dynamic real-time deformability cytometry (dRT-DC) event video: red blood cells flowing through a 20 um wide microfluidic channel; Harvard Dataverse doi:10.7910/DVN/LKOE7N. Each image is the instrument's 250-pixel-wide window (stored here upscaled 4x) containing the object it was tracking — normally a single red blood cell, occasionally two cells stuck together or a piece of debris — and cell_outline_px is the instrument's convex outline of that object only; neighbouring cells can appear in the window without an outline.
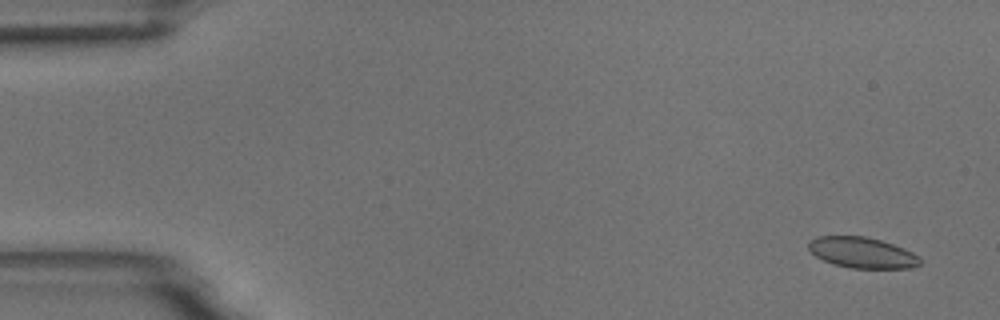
{"species": "common noctule bat (a hibernating species)", "species_latin": "Nyctalus noctula", "temperature_condition": "room temperature", "stored_images_in_passage": 5, "camera_frame_rate_fps": 3000, "um_per_image_px": 0.085, "animal": {"sex": "male", "body_mass_g": 18.8}, "frame": {"image": 1, "passage_image": 1, "time_ms": 0.0, "image_size_px": [1000, 320], "cell_outline_px": [[920, 264], [912, 268], [852, 268], [832, 264], [816, 256], [808, 248], [808, 240], [816, 236], [864, 236], [880, 240], [904, 248], [912, 252], [920, 260]], "centroid_in_image_um": [73.24, 21.47], "position_along_channel_um": 11.8, "area_um2": 19.94}}
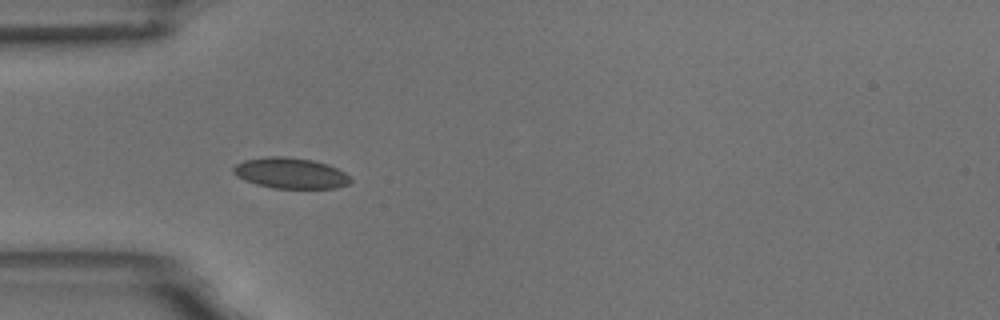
{"frame": {"image": 2, "passage_image": 5, "time_ms": 4.667, "image_size_px": [1000, 320], "cell_outline_px": [[352, 180], [348, 184], [336, 188], [272, 188], [256, 184], [244, 180], [236, 176], [232, 172], [232, 168], [236, 164], [244, 160], [268, 156], [288, 156], [312, 160], [328, 164], [344, 172]], "centroid_in_image_um": [24.66, 14.71], "position_along_channel_um": 60.3, "area_um2": 21.1}}